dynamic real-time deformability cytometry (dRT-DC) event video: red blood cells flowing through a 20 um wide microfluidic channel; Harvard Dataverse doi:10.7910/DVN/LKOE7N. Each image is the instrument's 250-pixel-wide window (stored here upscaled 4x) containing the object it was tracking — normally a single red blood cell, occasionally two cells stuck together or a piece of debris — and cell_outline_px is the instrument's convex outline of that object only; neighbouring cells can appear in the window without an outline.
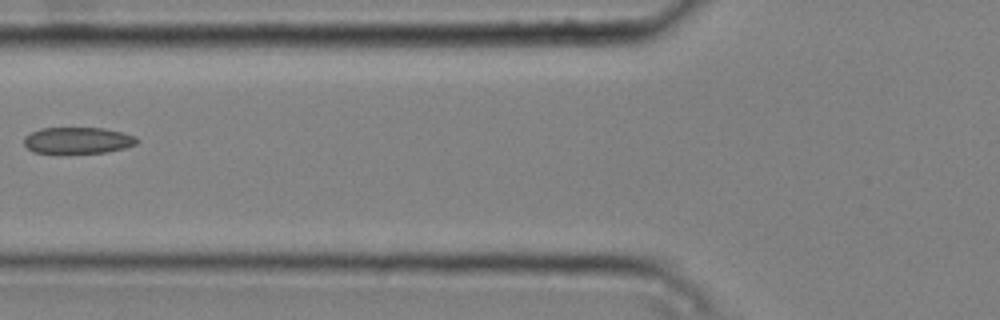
{"species": "common noctule bat (a hibernating species)", "species_latin": "Nyctalus noctula", "temperature_condition": "cold", "stored_images_in_passage": 6, "camera_frame_rate_fps": 3000, "um_per_image_px": 0.085, "animal": {"sex": "male", "body_mass_g": 20.4}, "frame": {"image": 1, "passage_image": 5, "time_ms": 1.333, "image_size_px": [1000, 320], "cell_outline_px": [[140, 140], [136, 144], [124, 148], [108, 152], [32, 152], [24, 144], [24, 136], [40, 128], [104, 128], [136, 136]], "centroid_in_image_um": [6.63, 11.92], "position_along_channel_um": 119.2, "area_um2": 17.17}}
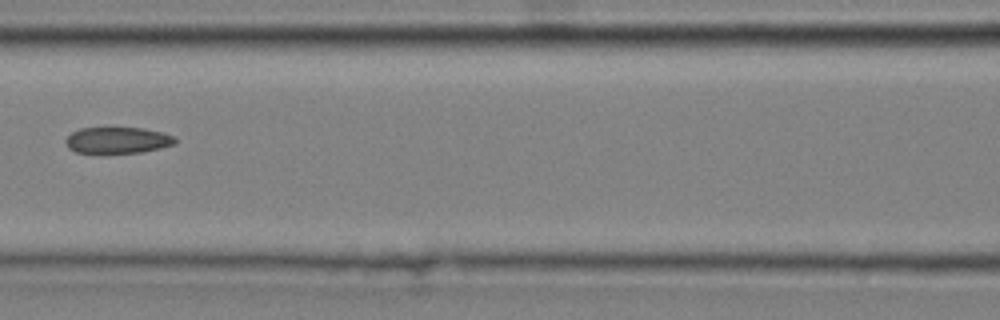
{"frame": {"image": 2, "passage_image": 6, "time_ms": 1.667, "image_size_px": [1000, 320], "cell_outline_px": [[176, 144], [160, 148], [140, 152], [76, 152], [68, 148], [64, 144], [64, 140], [72, 132], [80, 128], [144, 128], [176, 136]], "centroid_in_image_um": [9.99, 11.91], "position_along_channel_um": 156.6, "area_um2": 16.65}}